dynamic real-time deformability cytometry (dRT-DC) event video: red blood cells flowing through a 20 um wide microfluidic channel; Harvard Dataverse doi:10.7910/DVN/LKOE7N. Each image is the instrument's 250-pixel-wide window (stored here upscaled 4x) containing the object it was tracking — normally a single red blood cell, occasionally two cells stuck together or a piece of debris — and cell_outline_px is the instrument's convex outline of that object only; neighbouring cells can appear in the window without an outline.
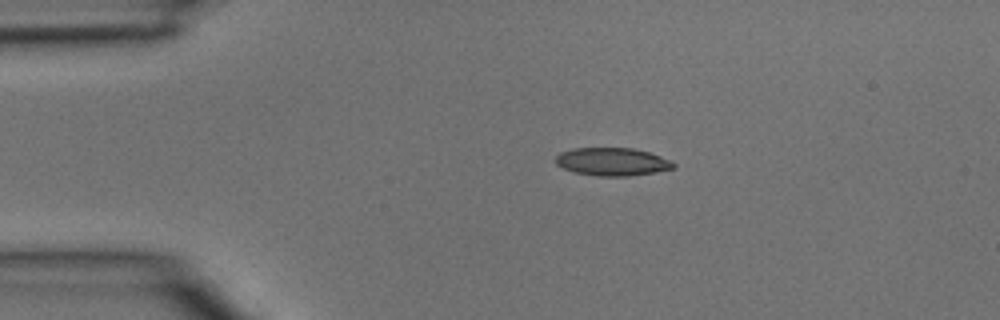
{"species": "common noctule bat (a hibernating species)", "species_latin": "Nyctalus noctula", "temperature_condition": "room temperature", "stored_images_in_passage": 3, "camera_frame_rate_fps": 3000, "um_per_image_px": 0.085, "animal": {"sex": "male", "body_mass_g": 15.6}, "frame": {"image": 1, "passage_image": 1, "time_ms": 0.0, "image_size_px": [1000, 320], "cell_outline_px": [[676, 168], [656, 172], [628, 176], [600, 176], [576, 172], [564, 168], [556, 164], [556, 156], [560, 152], [572, 148], [632, 148], [648, 152], [660, 156], [676, 164]], "centroid_in_image_um": [52.05, 13.74], "position_along_channel_um": 32.9, "area_um2": 19.07}}